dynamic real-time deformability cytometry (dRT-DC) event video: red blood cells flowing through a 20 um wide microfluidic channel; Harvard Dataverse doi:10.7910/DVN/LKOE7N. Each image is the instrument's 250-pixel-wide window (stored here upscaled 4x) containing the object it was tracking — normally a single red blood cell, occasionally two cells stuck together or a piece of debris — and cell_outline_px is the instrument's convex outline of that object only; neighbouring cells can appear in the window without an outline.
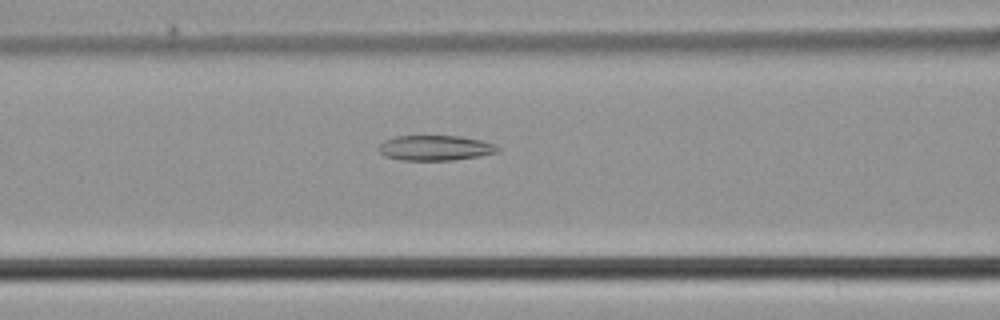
{"species": "common noctule bat (a hibernating species)", "species_latin": "Nyctalus noctula", "temperature_condition": "cold", "stored_images_in_passage": 36, "camera_frame_rate_fps": 3000, "um_per_image_px": 0.085, "animal": {"sex": "male", "body_mass_g": 21.5, "forearm_length_mm": 52.0}, "frame": {"image": 1, "passage_image": 12, "time_ms": 3.667, "image_size_px": [1000, 320], "cell_outline_px": [[500, 152], [480, 156], [452, 160], [400, 160], [384, 156], [376, 148], [384, 140], [396, 136], [460, 136], [480, 140], [496, 144], [500, 148]], "centroid_in_image_um": [37.0, 12.57], "position_along_channel_um": 129.6, "area_um2": 17.63}}
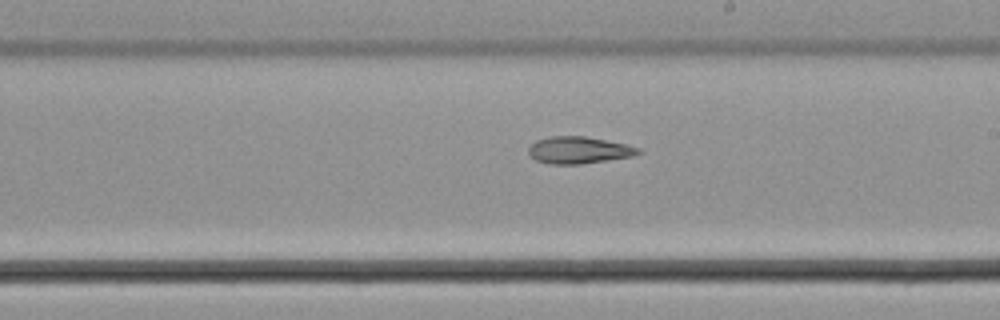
{"frame": {"image": 2, "passage_image": 20, "time_ms": 6.333, "image_size_px": [1000, 320], "cell_outline_px": [[644, 152], [632, 156], [580, 164], [548, 164], [536, 160], [528, 152], [528, 148], [536, 140], [548, 136], [584, 136], [624, 144], [640, 148]], "centroid_in_image_um": [49.18, 12.76], "position_along_channel_um": 239.8, "area_um2": 17.11}}
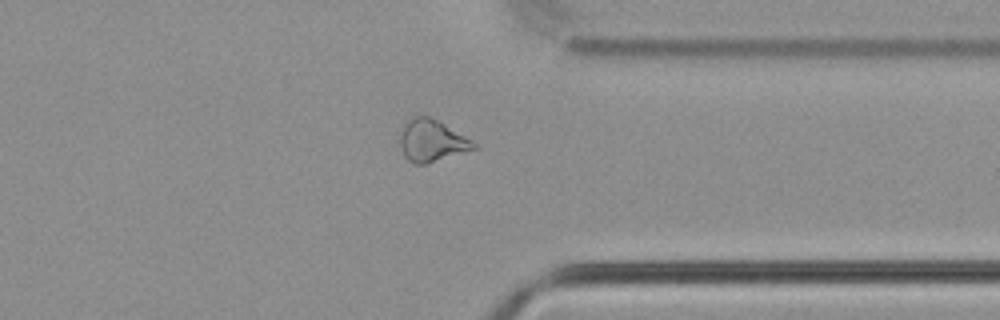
{"frame": {"image": 3, "passage_image": 30, "time_ms": 9.667, "image_size_px": [1000, 320], "cell_outline_px": [[480, 148], [424, 164], [412, 164], [404, 156], [400, 148], [400, 132], [404, 124], [412, 116], [428, 116], [444, 124], [472, 140]], "centroid_in_image_um": [36.69, 11.97], "position_along_channel_um": 374.7, "area_um2": 18.03}}